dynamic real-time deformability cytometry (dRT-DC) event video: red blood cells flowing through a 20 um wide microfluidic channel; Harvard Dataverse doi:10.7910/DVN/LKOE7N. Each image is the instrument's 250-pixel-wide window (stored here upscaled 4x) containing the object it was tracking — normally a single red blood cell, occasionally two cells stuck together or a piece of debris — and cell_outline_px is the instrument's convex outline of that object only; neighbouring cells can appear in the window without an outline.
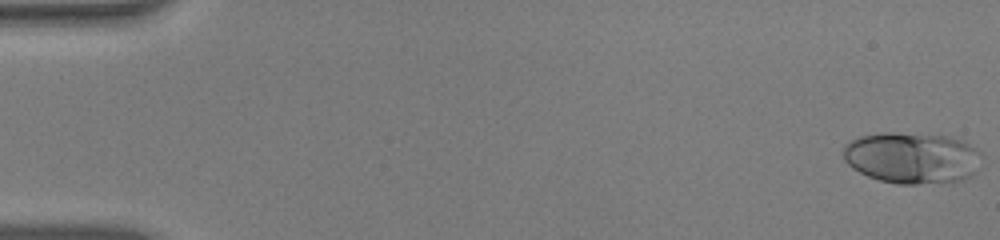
{"species": "human", "species_latin": "Homo sapiens", "temperature_condition": "warm", "stored_images_in_passage": 53, "camera_frame_rate_fps": 3000, "um_per_image_px": 0.085, "donor": {"sex": "male"}, "frame": {"image": 1, "passage_image": 1, "time_ms": 0.0, "image_size_px": [1000, 240], "cell_outline_px": [[980, 168], [972, 176], [964, 180], [916, 184], [896, 184], [880, 180], [868, 176], [852, 168], [844, 160], [844, 144], [860, 136], [880, 132], [888, 132], [948, 136], [960, 140], [976, 148], [980, 152]], "centroid_in_image_um": [77.53, 13.42], "position_along_channel_um": 7.5, "area_um2": 41.56}}
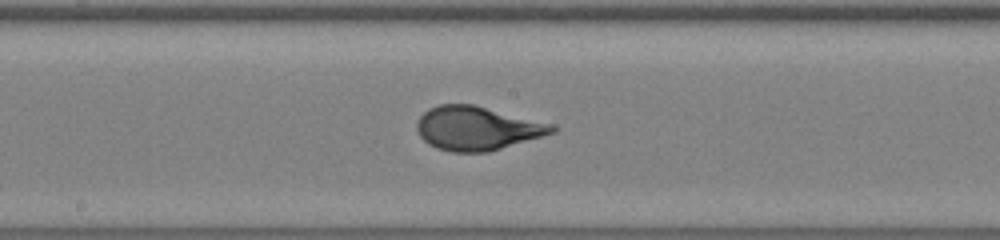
{"frame": {"image": 2, "passage_image": 29, "time_ms": 9.333, "image_size_px": [1000, 240], "cell_outline_px": [[556, 132], [488, 152], [452, 152], [436, 148], [428, 144], [420, 136], [416, 128], [416, 120], [428, 108], [440, 104], [472, 104], [552, 124], [556, 128]], "centroid_in_image_um": [40.5, 10.91], "position_along_channel_um": 207.7, "area_um2": 34.33}}
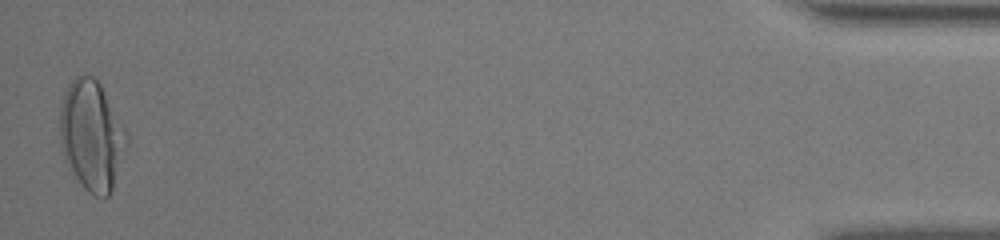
{"frame": {"image": 3, "passage_image": 53, "time_ms": 17.333, "image_size_px": [1000, 240], "cell_outline_px": [[128, 144], [112, 192], [104, 200], [88, 192], [80, 184], [68, 168], [64, 160], [60, 144], [60, 108], [64, 92], [68, 84], [76, 76], [84, 72], [96, 76], [128, 132]], "centroid_in_image_um": [7.8, 11.52], "position_along_channel_um": 427.4, "area_um2": 43.87}, "authors_computed_cell_mechanics": {"area_um2": 34.3332, "velocity_mm_per_s": 3.8705, "shape_relaxation_time_tau1_ms": 7.0529, "shape_relaxation_time_tau2_ms": null, "deformation_change_tau1": 0.2847, "deformation_change_tau2": null}}